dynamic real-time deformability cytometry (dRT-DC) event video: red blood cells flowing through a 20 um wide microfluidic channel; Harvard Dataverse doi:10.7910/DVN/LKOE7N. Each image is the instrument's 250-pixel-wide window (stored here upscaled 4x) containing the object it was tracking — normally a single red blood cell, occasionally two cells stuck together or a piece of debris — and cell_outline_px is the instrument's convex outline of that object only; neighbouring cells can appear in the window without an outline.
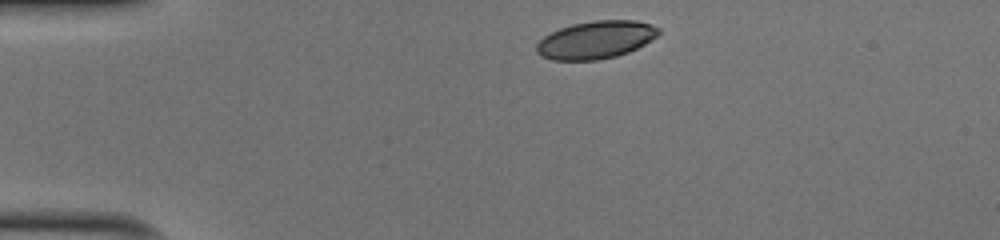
{"species": "human", "species_latin": "Homo sapiens", "temperature_condition": "cold", "stored_images_in_passage": 32, "camera_frame_rate_fps": 3000, "um_per_image_px": 0.085, "donor": {"sex": "male"}, "frame": {"image": 1, "passage_image": 1, "time_ms": 0.0, "image_size_px": [1000, 240], "cell_outline_px": [[660, 32], [652, 40], [628, 52], [616, 56], [596, 60], [552, 60], [540, 56], [536, 52], [536, 44], [544, 36], [560, 28], [572, 24], [592, 20], [636, 20], [660, 28]], "centroid_in_image_um": [50.62, 3.38], "position_along_channel_um": 34.4, "area_um2": 26.82}}
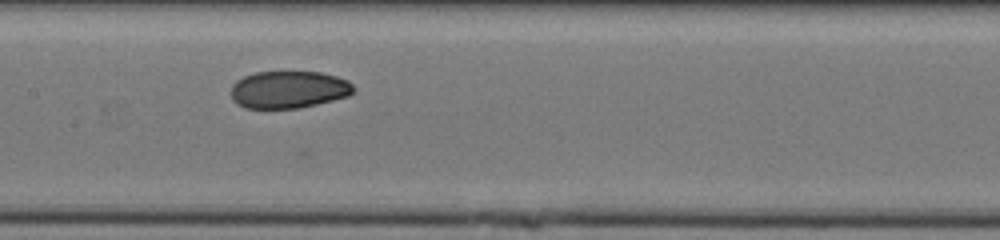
{"frame": {"image": 2, "passage_image": 16, "time_ms": 5.0, "image_size_px": [1000, 240], "cell_outline_px": [[356, 92], [348, 96], [316, 104], [296, 108], [244, 108], [236, 104], [232, 100], [232, 84], [236, 80], [244, 76], [256, 72], [320, 72], [336, 76], [348, 80], [356, 88]], "centroid_in_image_um": [24.55, 7.61], "position_along_channel_um": 182.9, "area_um2": 26.76}}
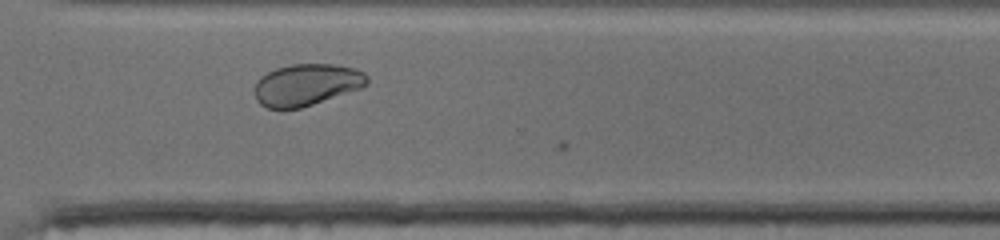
{"frame": {"image": 3, "passage_image": 28, "time_ms": 9.0, "image_size_px": [1000, 240], "cell_outline_px": [[368, 84], [360, 88], [300, 108], [268, 108], [260, 104], [256, 100], [252, 92], [260, 76], [276, 68], [292, 64], [336, 64], [356, 68], [364, 72], [368, 76]], "centroid_in_image_um": [26.04, 7.19], "position_along_channel_um": 344.6, "area_um2": 27.4}, "authors_computed_cell_mechanics": {"area_um2": 27.455, "velocity_mm_per_s": 4.0407, "shape_relaxation_time_tau1_ms": 3.6252, "shape_relaxation_time_tau2_ms": 2.1045, "deformation_change_tau1": 0.1186, "deformation_change_tau2": 0.0515}}